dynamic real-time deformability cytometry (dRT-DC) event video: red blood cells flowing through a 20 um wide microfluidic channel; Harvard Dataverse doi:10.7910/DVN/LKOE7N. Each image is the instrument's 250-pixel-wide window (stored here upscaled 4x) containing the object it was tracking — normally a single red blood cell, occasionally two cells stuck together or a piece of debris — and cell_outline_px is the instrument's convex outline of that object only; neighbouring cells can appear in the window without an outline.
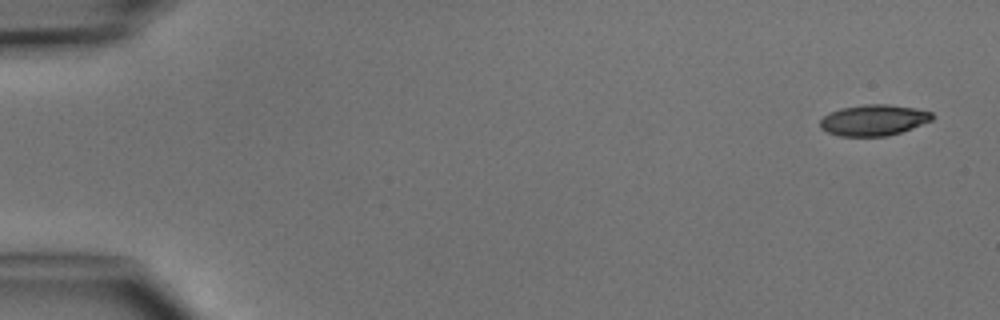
{"species": "common noctule bat (a hibernating species)", "species_latin": "Nyctalus noctula", "temperature_condition": "cold", "stored_images_in_passage": 4, "camera_frame_rate_fps": 3000, "um_per_image_px": 0.085, "animal": {"sex": "male", "body_mass_g": 15.6}, "frame": {"image": 1, "passage_image": 1, "time_ms": 0.0, "image_size_px": [1000, 320], "cell_outline_px": [[932, 120], [912, 128], [888, 136], [840, 136], [828, 132], [820, 128], [820, 120], [824, 116], [840, 108], [864, 104], [888, 104], [916, 108], [932, 112]], "centroid_in_image_um": [74.26, 10.2], "position_along_channel_um": 10.7, "area_um2": 20.17}}
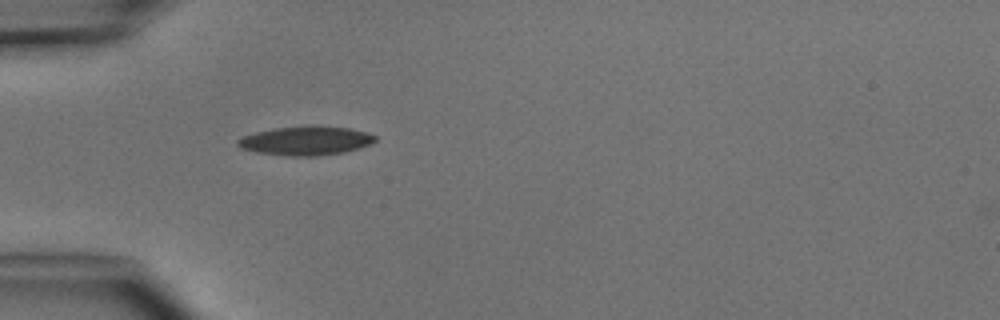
{"frame": {"image": 2, "passage_image": 4, "time_ms": 4.333, "image_size_px": [1000, 320], "cell_outline_px": [[376, 140], [372, 144], [360, 148], [344, 152], [316, 156], [288, 156], [256, 152], [240, 148], [236, 144], [236, 140], [244, 136], [256, 132], [276, 128], [312, 124], [348, 128], [364, 132], [376, 136]], "centroid_in_image_um": [25.99, 11.95], "position_along_channel_um": 59.0, "area_um2": 23.41}}